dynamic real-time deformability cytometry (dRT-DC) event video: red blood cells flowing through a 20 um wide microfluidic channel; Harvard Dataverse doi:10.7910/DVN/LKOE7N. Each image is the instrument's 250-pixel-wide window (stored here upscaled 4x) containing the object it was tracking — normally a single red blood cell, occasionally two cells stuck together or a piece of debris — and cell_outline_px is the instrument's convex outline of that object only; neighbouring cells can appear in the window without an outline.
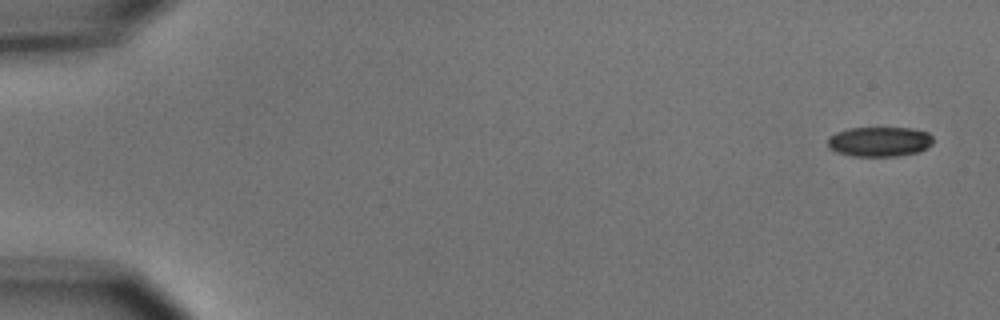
{"species": "common noctule bat (a hibernating species)", "species_latin": "Nyctalus noctula", "temperature_condition": "cold", "stored_images_in_passage": 5, "camera_frame_rate_fps": 3000, "um_per_image_px": 0.085, "animal": {"sex": "male", "body_mass_g": 15.6}, "frame": {"image": 1, "passage_image": 1, "time_ms": 0.0, "image_size_px": [1000, 320], "cell_outline_px": [[932, 144], [928, 148], [920, 152], [896, 156], [852, 156], [836, 152], [828, 148], [828, 136], [836, 132], [848, 128], [912, 128], [928, 132], [932, 136]], "centroid_in_image_um": [74.75, 12.04], "position_along_channel_um": 10.2, "area_um2": 18.55}}
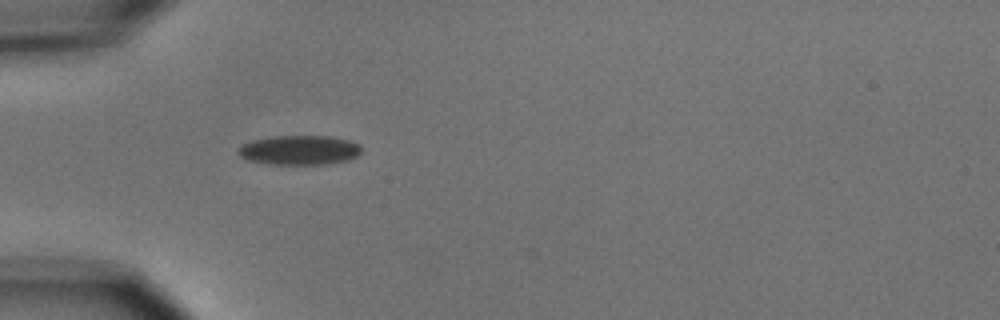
{"frame": {"image": 2, "passage_image": 5, "time_ms": 5.0, "image_size_px": [1000, 320], "cell_outline_px": [[360, 152], [356, 156], [348, 160], [328, 164], [268, 164], [248, 160], [240, 156], [236, 152], [240, 144], [252, 140], [272, 136], [328, 136], [348, 140], [360, 144]], "centroid_in_image_um": [25.4, 12.76], "position_along_channel_um": 59.6, "area_um2": 21.27}}